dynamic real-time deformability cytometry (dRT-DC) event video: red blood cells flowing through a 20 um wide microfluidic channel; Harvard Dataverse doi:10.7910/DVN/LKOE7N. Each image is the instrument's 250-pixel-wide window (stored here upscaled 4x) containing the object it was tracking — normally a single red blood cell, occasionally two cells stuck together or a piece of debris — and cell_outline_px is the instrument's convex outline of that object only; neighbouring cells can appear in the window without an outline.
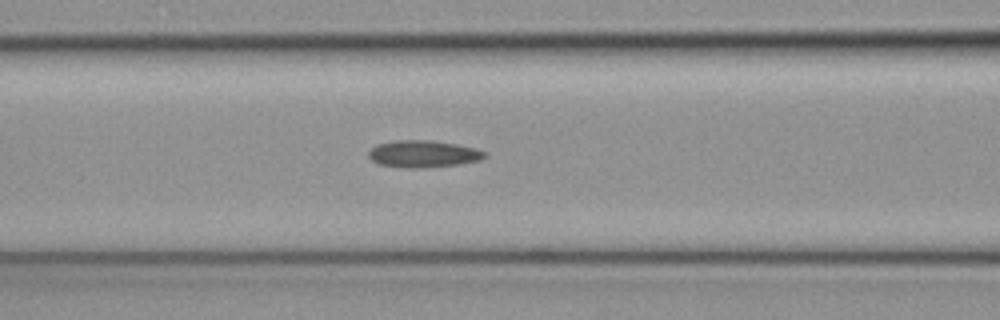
{"species": "common noctule bat (a hibernating species)", "species_latin": "Nyctalus noctula", "temperature_condition": "cold", "stored_images_in_passage": 12, "camera_frame_rate_fps": 3000, "um_per_image_px": 0.085, "animal": {"sex": "female", "body_mass_g": 19.3, "forearm_length_mm": 54.1}, "frame": {"image": 1, "passage_image": 12, "time_ms": 3.667, "image_size_px": [1000, 320], "cell_outline_px": [[488, 156], [480, 160], [456, 164], [420, 168], [408, 168], [376, 164], [368, 156], [368, 152], [376, 144], [396, 140], [432, 140], [456, 144], [476, 148], [484, 152]], "centroid_in_image_um": [35.94, 13.07], "position_along_channel_um": 130.7, "area_um2": 18.26}}